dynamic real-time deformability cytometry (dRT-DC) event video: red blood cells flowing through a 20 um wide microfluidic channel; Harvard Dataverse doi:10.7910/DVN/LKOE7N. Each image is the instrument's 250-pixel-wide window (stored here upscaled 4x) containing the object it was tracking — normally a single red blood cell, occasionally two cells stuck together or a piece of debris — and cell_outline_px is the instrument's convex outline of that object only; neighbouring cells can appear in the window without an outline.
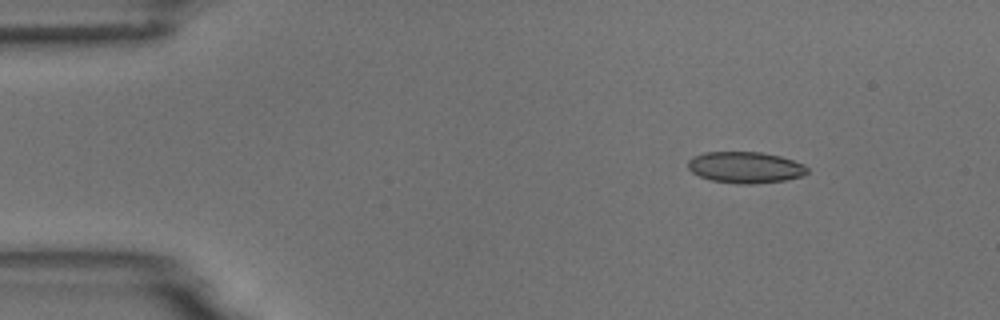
{"species": "common noctule bat (a hibernating species)", "species_latin": "Nyctalus noctula", "temperature_condition": "room temperature", "stored_images_in_passage": 2, "camera_frame_rate_fps": 3000, "um_per_image_px": 0.085, "animal": {"sex": "male", "body_mass_g": 18.8}, "frame": {"image": 1, "passage_image": 2, "time_ms": 2.333, "image_size_px": [1000, 320], "cell_outline_px": [[808, 172], [804, 176], [784, 180], [752, 184], [740, 184], [712, 180], [700, 176], [692, 172], [688, 168], [688, 160], [692, 156], [704, 152], [760, 152], [780, 156], [804, 164], [808, 168]], "centroid_in_image_um": [63.35, 14.22], "position_along_channel_um": 21.6, "area_um2": 21.79}}